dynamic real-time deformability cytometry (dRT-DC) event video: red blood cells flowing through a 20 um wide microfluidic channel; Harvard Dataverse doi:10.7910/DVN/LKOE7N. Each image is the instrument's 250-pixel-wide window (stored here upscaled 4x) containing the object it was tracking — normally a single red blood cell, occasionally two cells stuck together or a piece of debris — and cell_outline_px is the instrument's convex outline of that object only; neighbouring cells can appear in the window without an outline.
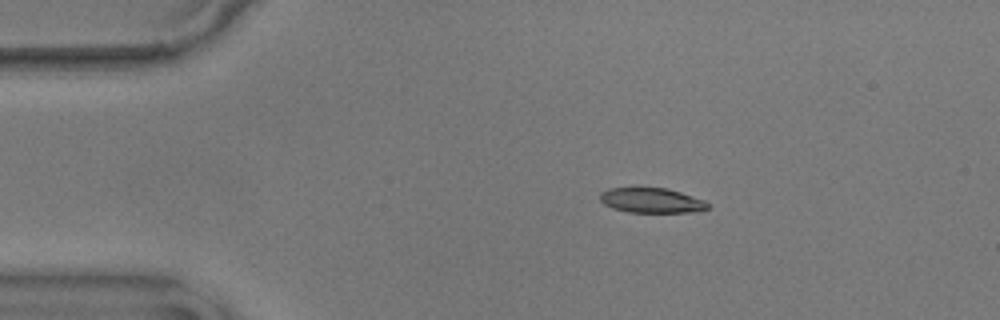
{"species": "common noctule bat (a hibernating species)", "species_latin": "Nyctalus noctula", "temperature_condition": "warm", "stored_images_in_passage": 9, "camera_frame_rate_fps": 3000, "um_per_image_px": 0.085, "animal": {"sex": "male", "body_mass_g": 17.9}, "frame": {"image": 1, "passage_image": 6, "time_ms": 1.667, "image_size_px": [1000, 320], "cell_outline_px": [[708, 208], [688, 212], [628, 212], [612, 208], [604, 204], [600, 200], [600, 192], [608, 188], [668, 188], [704, 200], [708, 204]], "centroid_in_image_um": [55.32, 17.03], "position_along_channel_um": 29.7, "area_um2": 15.49}}